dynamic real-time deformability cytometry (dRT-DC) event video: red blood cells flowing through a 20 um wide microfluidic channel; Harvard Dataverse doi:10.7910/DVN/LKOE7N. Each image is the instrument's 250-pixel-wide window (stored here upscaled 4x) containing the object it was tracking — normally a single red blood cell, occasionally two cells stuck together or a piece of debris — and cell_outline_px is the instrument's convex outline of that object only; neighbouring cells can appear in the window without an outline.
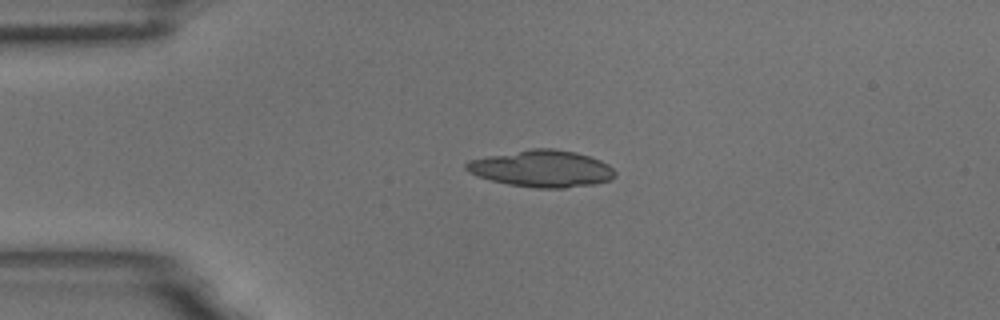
{"species": "common noctule bat (a hibernating species)", "species_latin": "Nyctalus noctula", "temperature_condition": "room temperature", "stored_images_in_passage": 5, "camera_frame_rate_fps": 3000, "um_per_image_px": 0.085, "animal": {"sex": "male", "body_mass_g": 18.8}, "frame": {"image": 1, "passage_image": 3, "time_ms": 0.667, "image_size_px": [1000, 320], "cell_outline_px": [[616, 176], [612, 180], [592, 184], [564, 188], [536, 188], [508, 184], [476, 176], [468, 172], [464, 168], [464, 164], [468, 160], [488, 156], [532, 148], [552, 148], [576, 152], [600, 160], [608, 164], [616, 172]], "centroid_in_image_um": [46.05, 14.33], "position_along_channel_um": 38.9, "area_um2": 31.96}}